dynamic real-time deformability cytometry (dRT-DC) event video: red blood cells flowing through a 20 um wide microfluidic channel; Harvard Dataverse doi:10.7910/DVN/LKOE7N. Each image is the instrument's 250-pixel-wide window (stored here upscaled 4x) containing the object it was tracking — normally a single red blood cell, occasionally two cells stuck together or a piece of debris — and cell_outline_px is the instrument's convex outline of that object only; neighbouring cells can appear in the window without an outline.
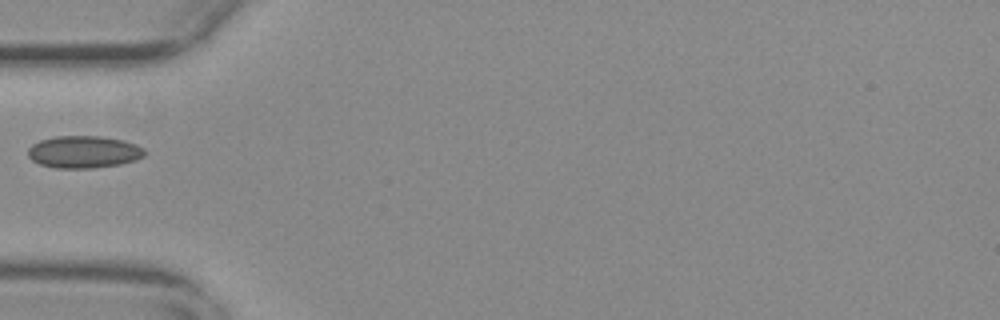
{"species": "common noctule bat (a hibernating species)", "species_latin": "Nyctalus noctula", "temperature_condition": "warm", "stored_images_in_passage": 38, "camera_frame_rate_fps": 3000, "um_per_image_px": 0.085, "animal": {"sex": "female", "body_mass_g": 29.2, "forearm_length_mm": 56.3}, "frame": {"image": 1, "passage_image": 1, "time_ms": 0.0, "image_size_px": [1000, 320], "cell_outline_px": [[148, 152], [144, 156], [136, 160], [120, 164], [92, 168], [56, 168], [40, 164], [32, 160], [28, 156], [28, 148], [32, 144], [40, 140], [56, 136], [100, 136], [124, 140], [136, 144], [144, 148]], "centroid_in_image_um": [7.14, 12.91], "position_along_channel_um": 77.9, "area_um2": 22.08}}
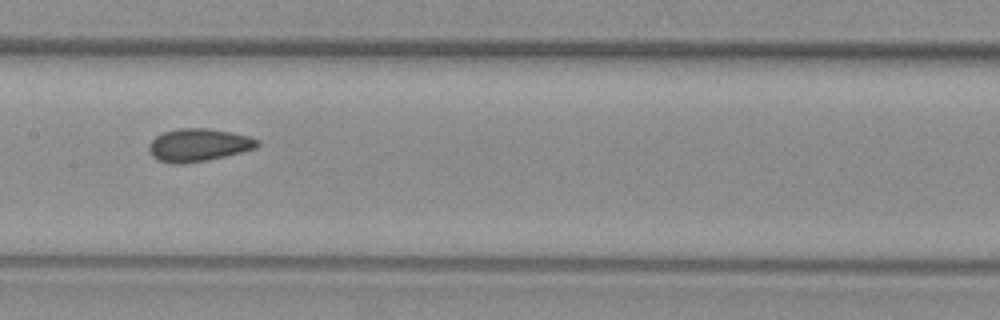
{"frame": {"image": 2, "passage_image": 10, "time_ms": 3.0, "image_size_px": [1000, 320], "cell_outline_px": [[260, 144], [256, 148], [224, 156], [184, 164], [172, 164], [156, 160], [152, 156], [148, 148], [148, 144], [156, 136], [164, 132], [176, 128], [204, 128], [228, 132], [248, 136], [260, 140]], "centroid_in_image_um": [16.83, 12.33], "position_along_channel_um": 190.6, "area_um2": 20.63}}
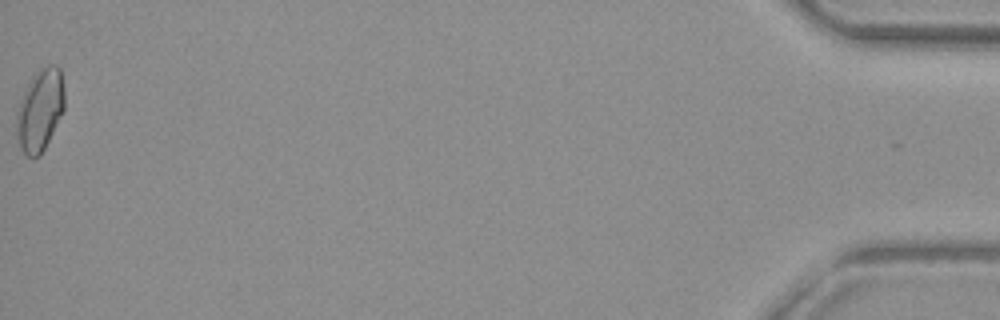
{"frame": {"image": 3, "passage_image": 38, "time_ms": 12.333, "image_size_px": [1000, 320], "cell_outline_px": [[64, 108], [40, 156], [28, 156], [20, 148], [16, 128], [16, 116], [20, 100], [28, 84], [36, 72], [40, 68], [48, 64], [56, 64], [60, 68], [64, 88]], "centroid_in_image_um": [3.4, 9.31], "position_along_channel_um": 431.8, "area_um2": 22.54}}